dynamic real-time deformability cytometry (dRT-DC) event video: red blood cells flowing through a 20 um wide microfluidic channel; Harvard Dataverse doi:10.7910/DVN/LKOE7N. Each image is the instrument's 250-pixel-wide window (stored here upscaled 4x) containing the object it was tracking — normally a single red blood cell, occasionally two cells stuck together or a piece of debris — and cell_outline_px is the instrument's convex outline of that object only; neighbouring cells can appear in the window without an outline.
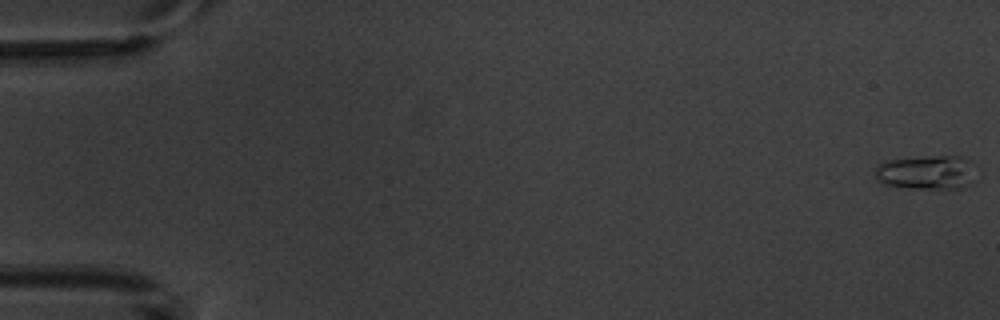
{"species": "common noctule bat (a hibernating species)", "species_latin": "Nyctalus noctula", "temperature_condition": "warm", "stored_images_in_passage": 6, "camera_frame_rate_fps": 3000, "um_per_image_px": 0.085, "animal": {"sex": "male", "body_mass_g": 20.1, "forearm_length_mm": 53.5}, "frame": {"image": 1, "passage_image": 1, "time_ms": 0.0, "image_size_px": [1000, 320], "cell_outline_px": [[972, 184], [964, 188], [912, 188], [888, 184], [880, 180], [876, 176], [876, 168], [880, 164], [888, 160], [924, 156], [964, 156], [972, 160]], "centroid_in_image_um": [78.82, 14.63], "position_along_channel_um": 6.2, "area_um2": 19.83}}